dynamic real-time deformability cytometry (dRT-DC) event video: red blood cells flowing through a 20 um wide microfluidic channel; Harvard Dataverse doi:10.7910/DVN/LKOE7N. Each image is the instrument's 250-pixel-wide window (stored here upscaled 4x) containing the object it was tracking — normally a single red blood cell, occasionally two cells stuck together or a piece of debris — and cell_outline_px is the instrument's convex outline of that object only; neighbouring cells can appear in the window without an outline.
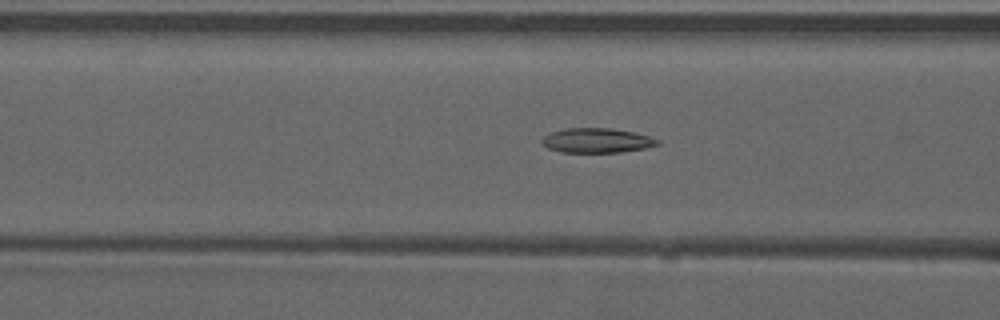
{"species": "common noctule bat (a hibernating species)", "species_latin": "Nyctalus noctula", "temperature_condition": "warm", "stored_images_in_passage": 42, "camera_frame_rate_fps": 3000, "um_per_image_px": 0.085, "animal": {"sex": "male", "forearm_length_mm": 52.5}, "frame": {"image": 1, "passage_image": 11, "time_ms": 3.333, "image_size_px": [1000, 320], "cell_outline_px": [[660, 144], [644, 148], [620, 152], [560, 152], [548, 148], [540, 140], [544, 136], [552, 132], [564, 128], [612, 128], [632, 132], [648, 136], [660, 140]], "centroid_in_image_um": [50.72, 11.94], "position_along_channel_um": 115.9, "area_um2": 16.47}}
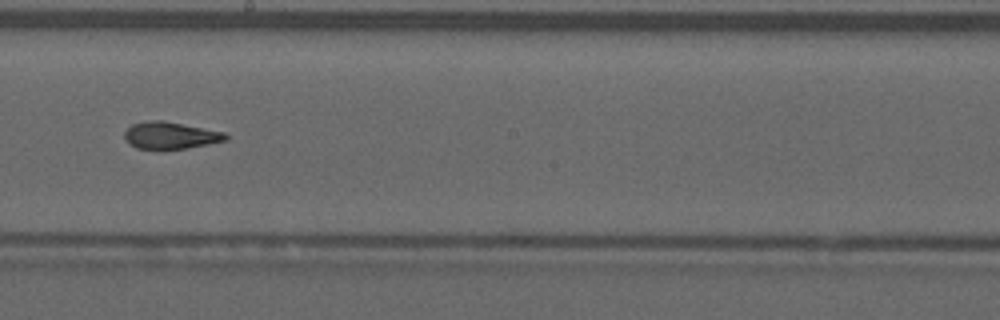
{"frame": {"image": 2, "passage_image": 20, "time_ms": 6.333, "image_size_px": [1000, 320], "cell_outline_px": [[228, 140], [188, 148], [136, 148], [124, 136], [124, 132], [132, 124], [148, 120], [160, 120], [224, 132], [228, 136]], "centroid_in_image_um": [14.51, 11.5], "position_along_channel_um": 233.7, "area_um2": 15.49}}
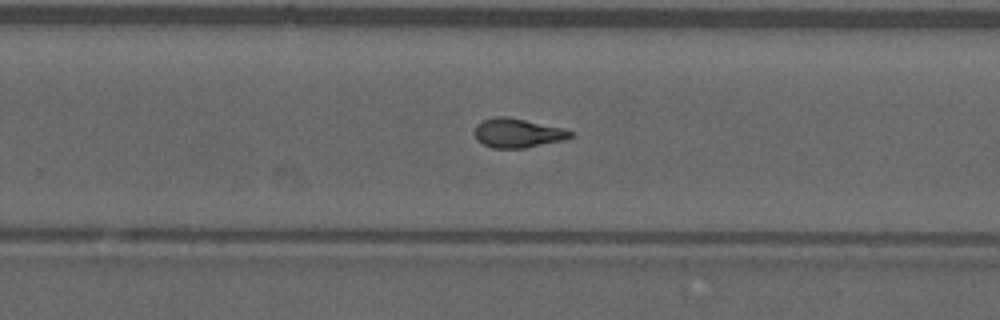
{"frame": {"image": 3, "passage_image": 24, "time_ms": 7.667, "image_size_px": [1000, 320], "cell_outline_px": [[576, 132], [572, 136], [560, 140], [524, 148], [492, 148], [476, 140], [476, 124], [480, 120], [496, 116], [504, 116], [524, 120], [560, 128]], "centroid_in_image_um": [43.94, 11.3], "position_along_channel_um": 285.9, "area_um2": 15.95}, "authors_computed_cell_mechanics": {"area_um2": 16.3863, "velocity_mm_per_s": 3.9291, "shape_relaxation_time_tau1_ms": null, "shape_relaxation_time_tau2_ms": 2.7523, "deformation_change_tau1": null, "deformation_change_tau2": 0.1099}}